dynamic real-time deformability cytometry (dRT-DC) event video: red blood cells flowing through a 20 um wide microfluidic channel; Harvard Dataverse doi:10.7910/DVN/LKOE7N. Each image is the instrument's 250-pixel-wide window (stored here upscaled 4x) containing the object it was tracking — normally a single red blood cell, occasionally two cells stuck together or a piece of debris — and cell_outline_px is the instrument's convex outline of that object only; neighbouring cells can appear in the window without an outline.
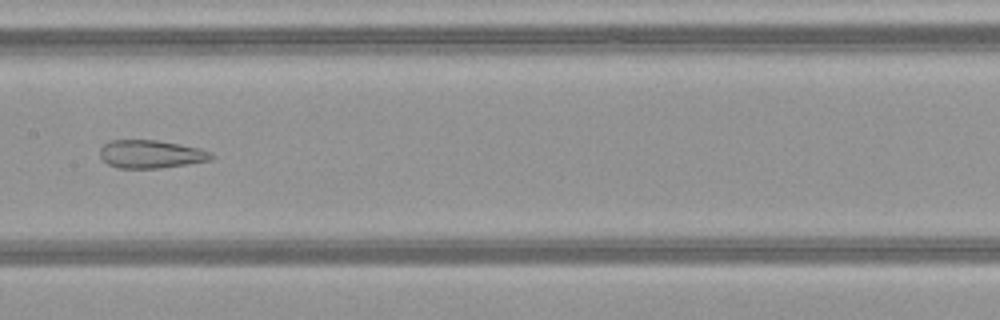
{"species": "common noctule bat (a hibernating species)", "species_latin": "Nyctalus noctula", "temperature_condition": "warm", "stored_images_in_passage": 50, "camera_frame_rate_fps": 3000, "um_per_image_px": 0.085, "animal": {"sex": "female", "body_mass_g": 21.9}, "frame": {"image": 1, "passage_image": 26, "time_ms": 8.333, "image_size_px": [1000, 320], "cell_outline_px": [[216, 156], [212, 160], [188, 164], [160, 168], [116, 168], [108, 164], [100, 156], [100, 148], [108, 140], [156, 140], [180, 144], [200, 148], [212, 152]], "centroid_in_image_um": [12.86, 13.1], "position_along_channel_um": 194.5, "area_um2": 18.44}}
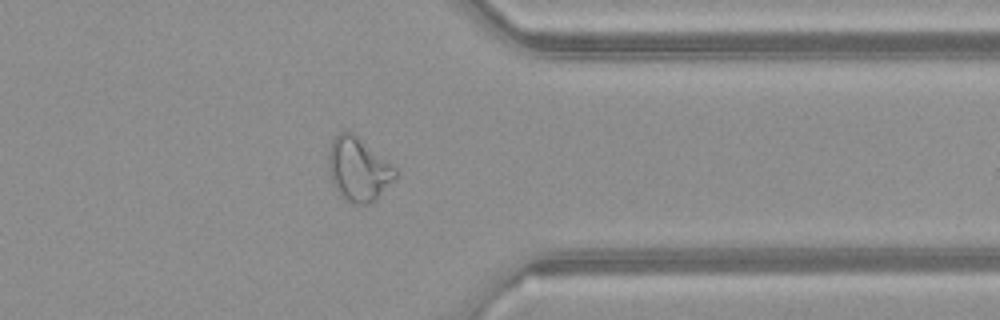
{"frame": {"image": 2, "passage_image": 40, "time_ms": 13.0, "image_size_px": [1000, 320], "cell_outline_px": [[400, 172], [376, 200], [368, 204], [352, 204], [344, 200], [340, 196], [332, 184], [328, 164], [328, 156], [332, 140], [340, 132], [348, 128], [392, 164]], "centroid_in_image_um": [30.46, 14.39], "position_along_channel_um": 380.9, "area_um2": 25.14}}
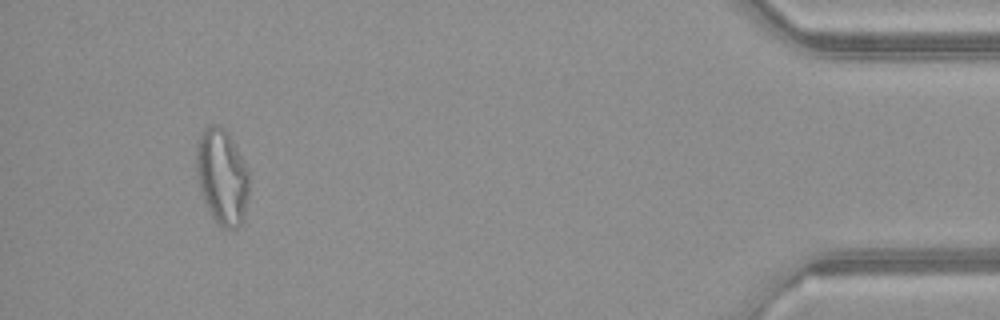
{"frame": {"image": 3, "passage_image": 47, "time_ms": 15.333, "image_size_px": [1000, 320], "cell_outline_px": [[248, 200], [244, 220], [236, 228], [224, 228], [216, 224], [200, 192], [196, 172], [196, 144], [200, 132], [208, 124], [216, 124], [224, 128], [228, 132], [248, 168]], "centroid_in_image_um": [18.86, 15.0], "position_along_channel_um": 416.3, "area_um2": 29.88}, "authors_computed_cell_mechanics": {"area_um2": 26.5591, "velocity_mm_per_s": 4.1382, "shape_relaxation_time_tau1_ms": null, "shape_relaxation_time_tau2_ms": 1.8541, "deformation_change_tau1": null, "deformation_change_tau2": 0.1112}}